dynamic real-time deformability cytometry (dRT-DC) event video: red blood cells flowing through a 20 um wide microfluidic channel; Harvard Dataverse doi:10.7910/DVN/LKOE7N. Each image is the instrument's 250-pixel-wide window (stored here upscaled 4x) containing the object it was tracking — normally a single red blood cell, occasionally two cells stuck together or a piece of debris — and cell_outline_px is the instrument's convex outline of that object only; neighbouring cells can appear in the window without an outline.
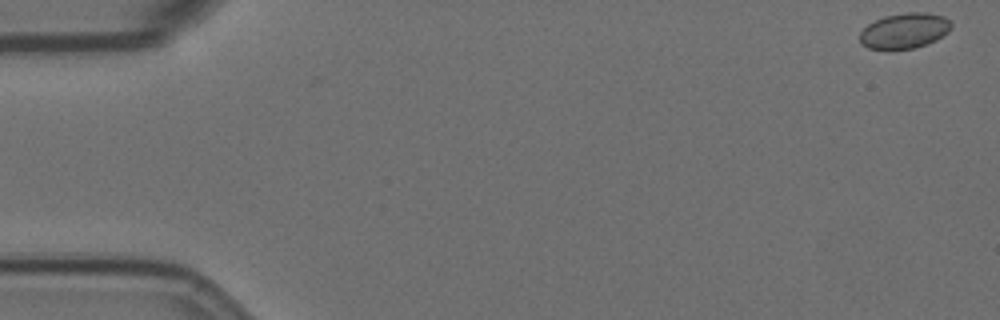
{"species": "Egyptian fruit bat (a non-hibernating species)", "species_latin": "Rousettus aegyptiacus", "temperature_condition": "room temperature", "stored_images_in_passage": 57, "camera_frame_rate_fps": 3000, "um_per_image_px": 0.085, "animal": {"sex": "female"}, "frame": {"image": 1, "passage_image": 1, "time_ms": 0.0, "image_size_px": [1000, 320], "cell_outline_px": [[952, 28], [948, 32], [936, 40], [912, 48], [868, 48], [860, 44], [860, 32], [868, 24], [884, 16], [908, 12], [928, 12], [944, 16], [952, 24]], "centroid_in_image_um": [76.89, 2.59], "position_along_channel_um": 8.1, "area_um2": 18.67}}
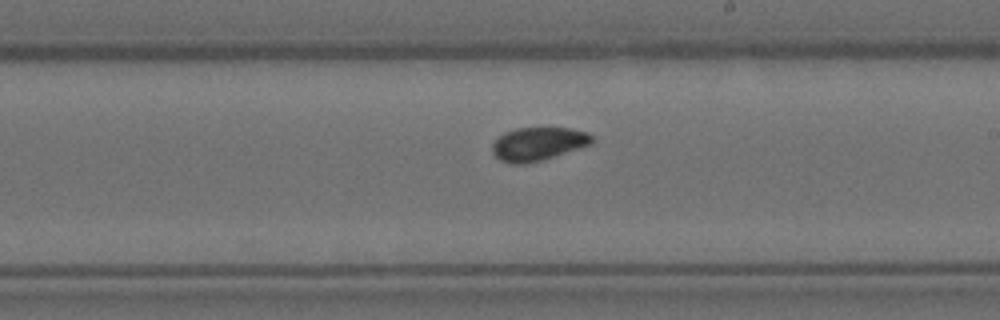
{"frame": {"image": 2, "passage_image": 33, "time_ms": 10.667, "image_size_px": [1000, 320], "cell_outline_px": [[592, 144], [540, 160], [524, 164], [508, 164], [500, 160], [492, 152], [492, 144], [504, 132], [516, 128], [572, 128], [588, 132], [592, 136]], "centroid_in_image_um": [45.72, 12.22], "position_along_channel_um": 243.3, "area_um2": 19.25}}
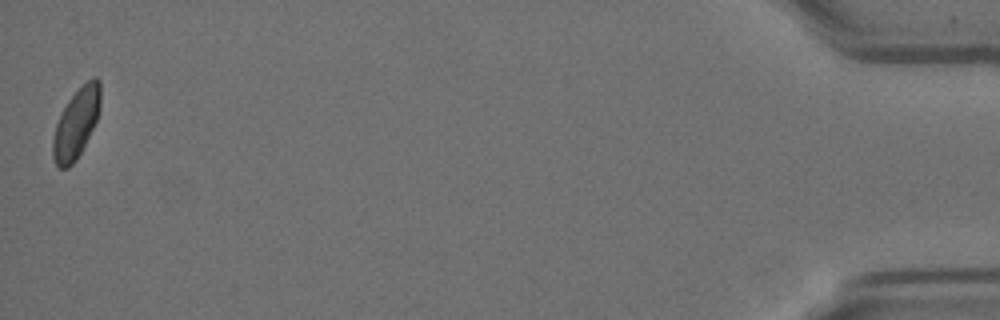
{"frame": {"image": 3, "passage_image": 57, "time_ms": 18.667, "image_size_px": [1000, 320], "cell_outline_px": [[100, 108], [96, 120], [76, 160], [68, 168], [60, 168], [56, 164], [52, 156], [52, 140], [56, 124], [60, 112], [68, 100], [92, 76], [96, 76], [100, 80]], "centroid_in_image_um": [6.46, 10.47], "position_along_channel_um": 428.7, "area_um2": 19.07}, "authors_computed_cell_mechanics": {"area_um2": 19.074, "velocity_mm_per_s": 3.5151, "shape_relaxation_time_tau1_ms": 5.6127, "shape_relaxation_time_tau2_ms": null, "deformation_change_tau1": 0.0874, "deformation_change_tau2": null}}